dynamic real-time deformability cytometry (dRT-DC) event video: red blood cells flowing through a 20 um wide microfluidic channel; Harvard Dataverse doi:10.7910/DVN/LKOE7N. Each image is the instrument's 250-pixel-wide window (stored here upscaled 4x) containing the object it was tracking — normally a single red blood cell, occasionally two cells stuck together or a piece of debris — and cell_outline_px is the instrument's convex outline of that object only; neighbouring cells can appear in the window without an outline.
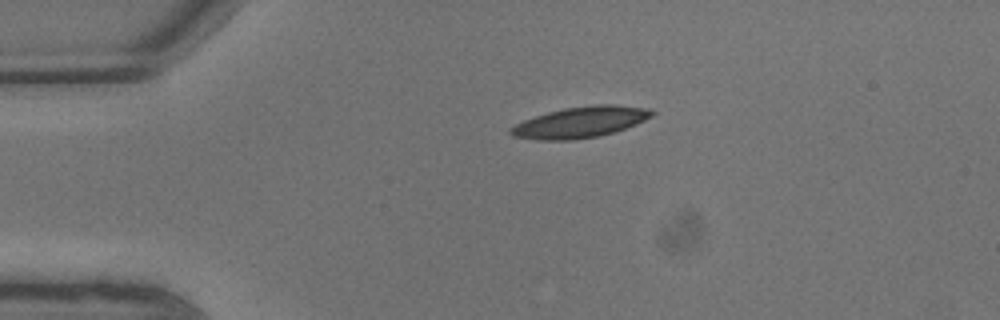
{"species": "common noctule bat (a hibernating species)", "species_latin": "Nyctalus noctula", "temperature_condition": "warm", "stored_images_in_passage": 4, "camera_frame_rate_fps": 3000, "um_per_image_px": 0.085, "animal": {"sex": "male", "body_mass_g": 13.3}, "frame": {"image": 1, "passage_image": 1, "time_ms": 0.0, "image_size_px": [1000, 320], "cell_outline_px": [[656, 112], [652, 116], [636, 124], [612, 132], [596, 136], [572, 140], [536, 140], [512, 136], [508, 132], [508, 128], [524, 120], [548, 112], [564, 108], [596, 104], [616, 104], [648, 108]], "centroid_in_image_um": [49.31, 10.38], "position_along_channel_um": 35.7, "area_um2": 25.43}}
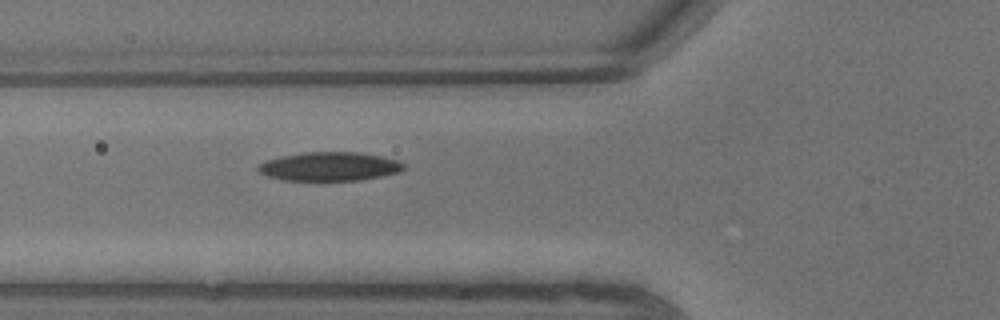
{"frame": {"image": 2, "passage_image": 4, "time_ms": 1.0, "image_size_px": [1000, 320], "cell_outline_px": [[404, 168], [400, 172], [360, 180], [284, 180], [268, 176], [260, 172], [256, 168], [264, 160], [280, 156], [304, 152], [360, 152], [380, 156], [396, 160], [404, 164]], "centroid_in_image_um": [27.98, 14.14], "position_along_channel_um": 97.8, "area_um2": 24.33}}